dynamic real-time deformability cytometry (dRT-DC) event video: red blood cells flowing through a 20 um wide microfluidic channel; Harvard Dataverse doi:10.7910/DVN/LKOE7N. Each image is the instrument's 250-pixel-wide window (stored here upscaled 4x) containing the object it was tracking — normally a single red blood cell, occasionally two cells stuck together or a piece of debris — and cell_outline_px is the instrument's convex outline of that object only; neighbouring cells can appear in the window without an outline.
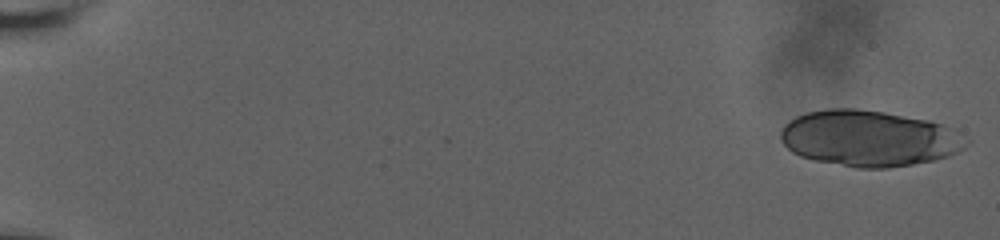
{"species": "human", "species_latin": "Homo sapiens", "temperature_condition": "room temperature", "stored_images_in_passage": 20, "camera_frame_rate_fps": 3000, "um_per_image_px": 0.085, "donor": {"sex": "male"}, "frame": {"image": 1, "passage_image": 1, "time_ms": 0.0, "image_size_px": [1000, 240], "cell_outline_px": [[972, 140], [964, 148], [948, 156], [932, 160], [912, 164], [888, 168], [856, 168], [812, 160], [800, 156], [792, 152], [780, 140], [780, 132], [784, 124], [796, 116], [808, 112], [828, 108], [856, 108], [884, 112], [928, 120], [944, 124]], "centroid_in_image_um": [73.86, 11.76], "position_along_channel_um": 11.1, "area_um2": 60.92}}